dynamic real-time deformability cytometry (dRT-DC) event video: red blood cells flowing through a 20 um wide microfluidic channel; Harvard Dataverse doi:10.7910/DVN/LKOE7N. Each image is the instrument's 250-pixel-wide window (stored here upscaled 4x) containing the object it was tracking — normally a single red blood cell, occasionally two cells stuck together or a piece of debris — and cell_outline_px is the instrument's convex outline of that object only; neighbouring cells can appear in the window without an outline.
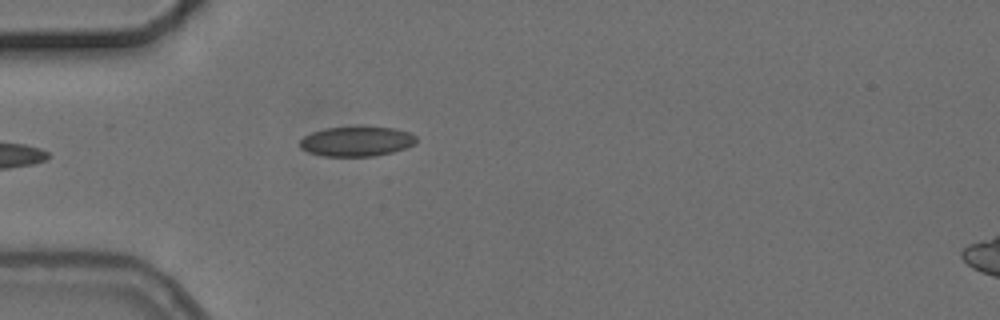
{"species": "common noctule bat (a hibernating species)", "species_latin": "Nyctalus noctula", "temperature_condition": "cold", "stored_images_in_passage": 5, "camera_frame_rate_fps": 3000, "um_per_image_px": 0.085, "animal": {"sex": "female", "body_mass_g": 24.6, "forearm_length_mm": 56.2}, "frame": {"image": 1, "passage_image": 5, "time_ms": 4.667, "image_size_px": [1000, 320], "cell_outline_px": [[416, 144], [392, 152], [372, 156], [324, 156], [308, 152], [300, 148], [300, 140], [304, 136], [312, 132], [324, 128], [396, 128], [408, 132], [416, 136]], "centroid_in_image_um": [30.3, 12.03], "position_along_channel_um": 54.7, "area_um2": 19.88}}